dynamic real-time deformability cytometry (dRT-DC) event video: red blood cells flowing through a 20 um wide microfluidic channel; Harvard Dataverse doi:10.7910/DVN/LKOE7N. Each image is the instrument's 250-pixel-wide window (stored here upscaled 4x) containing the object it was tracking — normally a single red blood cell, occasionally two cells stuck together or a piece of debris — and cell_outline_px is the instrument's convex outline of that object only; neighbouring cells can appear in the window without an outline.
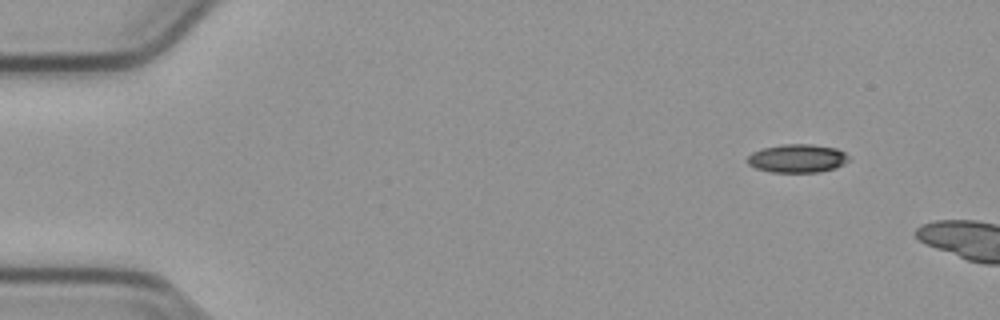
{"species": "common noctule bat (a hibernating species)", "species_latin": "Nyctalus noctula", "temperature_condition": "cold", "stored_images_in_passage": 5, "camera_frame_rate_fps": 3000, "um_per_image_px": 0.085, "animal": {"sex": "male", "body_mass_g": 23.1, "forearm_length_mm": 52.7}, "frame": {"image": 1, "passage_image": 1, "time_ms": 0.0, "image_size_px": [1000, 320], "cell_outline_px": [[848, 160], [844, 164], [836, 168], [820, 172], [772, 172], [756, 168], [748, 164], [748, 156], [752, 152], [764, 148], [784, 144], [812, 144], [836, 148], [844, 152], [848, 156]], "centroid_in_image_um": [67.79, 13.46], "position_along_channel_um": 17.2, "area_um2": 16.7}}